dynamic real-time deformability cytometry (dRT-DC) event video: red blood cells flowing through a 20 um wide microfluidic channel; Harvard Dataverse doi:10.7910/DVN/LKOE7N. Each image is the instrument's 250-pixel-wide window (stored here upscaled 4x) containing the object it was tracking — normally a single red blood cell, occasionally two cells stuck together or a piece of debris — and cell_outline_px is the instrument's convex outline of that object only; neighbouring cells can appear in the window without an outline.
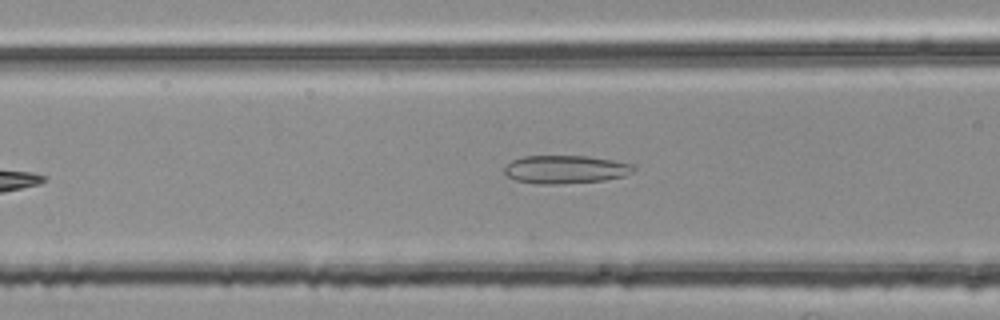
{"species": "common noctule bat (a hibernating species)", "species_latin": "Nyctalus noctula", "temperature_condition": "room temperature", "stored_images_in_passage": 10, "camera_frame_rate_fps": 3000, "um_per_image_px": 0.085, "animal": {"sex": "female", "body_mass_g": 25.1}, "frame": {"image": 1, "passage_image": 5, "time_ms": 1.333, "image_size_px": [1000, 320], "cell_outline_px": [[636, 168], [632, 172], [624, 176], [604, 180], [556, 184], [536, 184], [516, 180], [508, 176], [504, 172], [504, 168], [512, 160], [524, 156], [588, 156], [636, 164]], "centroid_in_image_um": [48.09, 14.39], "position_along_channel_um": 118.5, "area_um2": 21.21}}
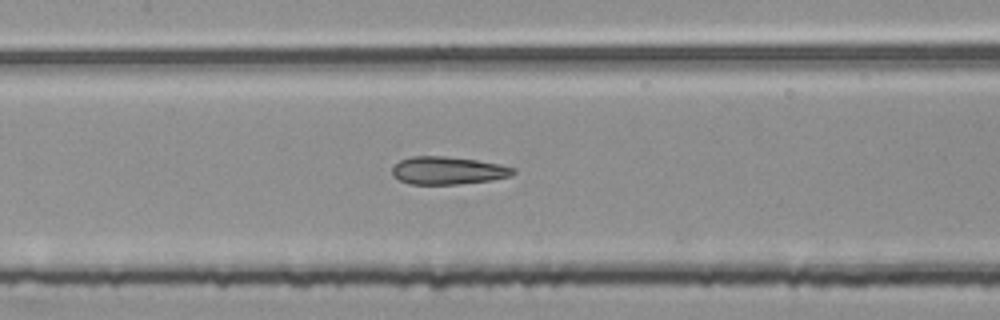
{"frame": {"image": 2, "passage_image": 9, "time_ms": 2.667, "image_size_px": [1000, 320], "cell_outline_px": [[516, 172], [512, 176], [492, 180], [456, 184], [408, 184], [392, 176], [392, 164], [400, 160], [412, 156], [444, 156], [476, 160], [500, 164], [516, 168]], "centroid_in_image_um": [38.06, 14.49], "position_along_channel_um": 169.3, "area_um2": 19.77}}